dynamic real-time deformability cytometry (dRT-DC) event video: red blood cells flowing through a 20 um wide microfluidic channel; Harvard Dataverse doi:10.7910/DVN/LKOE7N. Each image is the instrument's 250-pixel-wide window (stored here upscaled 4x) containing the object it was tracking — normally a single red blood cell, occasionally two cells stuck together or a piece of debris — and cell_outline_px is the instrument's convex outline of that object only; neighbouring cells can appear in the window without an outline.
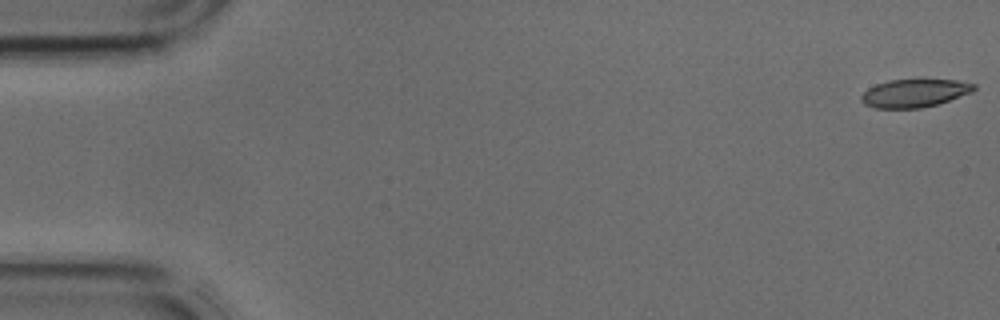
{"species": "common noctule bat (a hibernating species)", "species_latin": "Nyctalus noctula", "temperature_condition": "cold", "stored_images_in_passage": 43, "camera_frame_rate_fps": 3000, "um_per_image_px": 0.085, "animal": {"sex": "male", "body_mass_g": 17.9, "forearm_length_mm": 54.2}, "frame": {"image": 1, "passage_image": 1, "time_ms": 0.0, "image_size_px": [1000, 320], "cell_outline_px": [[976, 88], [972, 92], [936, 104], [920, 108], [876, 108], [864, 104], [860, 100], [860, 96], [868, 88], [876, 84], [888, 80], [924, 76], [956, 80], [976, 84]], "centroid_in_image_um": [77.74, 7.85], "position_along_channel_um": 7.3, "area_um2": 19.25}}
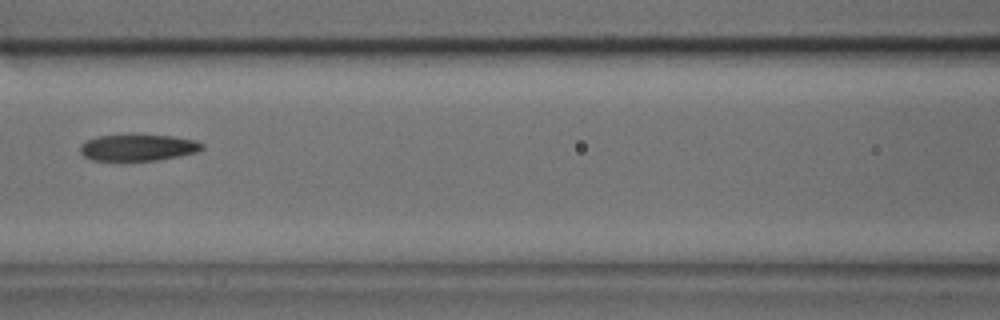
{"frame": {"image": 2, "passage_image": 19, "time_ms": 6.0, "image_size_px": [1000, 320], "cell_outline_px": [[204, 148], [196, 152], [180, 156], [156, 160], [120, 164], [92, 160], [84, 156], [80, 152], [80, 144], [96, 136], [132, 132], [172, 136], [196, 140], [204, 144]], "centroid_in_image_um": [11.67, 12.55], "position_along_channel_um": 154.9, "area_um2": 20.46}}
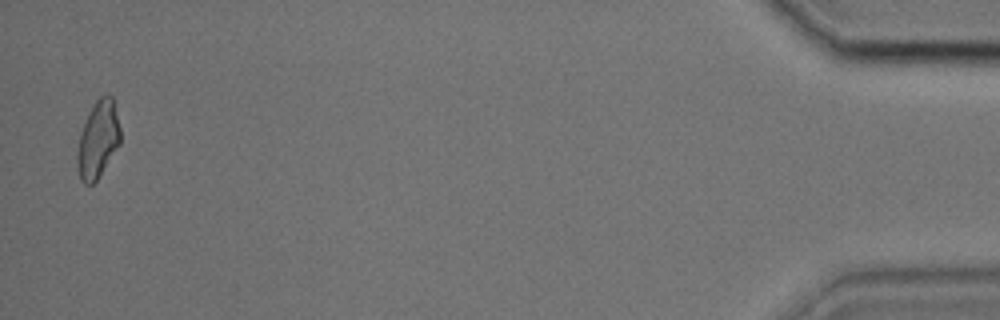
{"frame": {"image": 3, "passage_image": 42, "time_ms": 13.667, "image_size_px": [1000, 320], "cell_outline_px": [[120, 144], [96, 180], [92, 184], [84, 184], [80, 180], [76, 160], [76, 152], [80, 132], [96, 100], [100, 96], [112, 96], [120, 128]], "centroid_in_image_um": [8.31, 11.89], "position_along_channel_um": 426.9, "area_um2": 19.02}}